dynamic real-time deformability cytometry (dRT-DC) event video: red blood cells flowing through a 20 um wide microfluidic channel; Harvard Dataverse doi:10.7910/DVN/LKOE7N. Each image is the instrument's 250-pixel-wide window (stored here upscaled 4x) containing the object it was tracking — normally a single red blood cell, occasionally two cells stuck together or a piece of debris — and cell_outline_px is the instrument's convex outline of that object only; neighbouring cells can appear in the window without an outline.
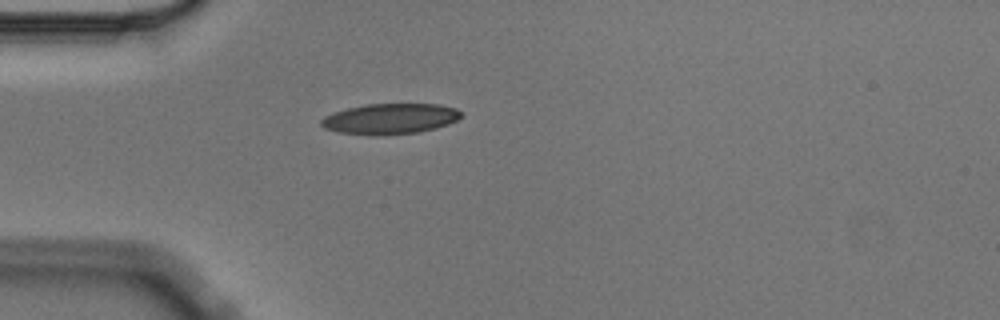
{"species": "Egyptian fruit bat (a non-hibernating species)", "species_latin": "Rousettus aegyptiacus", "temperature_condition": "cold", "stored_images_in_passage": 1, "camera_frame_rate_fps": 3000, "um_per_image_px": 0.085, "animal": {"sex": "male"}, "frame": {"image": 1, "passage_image": 1, "time_ms": 0.0, "image_size_px": [1000, 320], "cell_outline_px": [[464, 116], [448, 124], [436, 128], [420, 132], [376, 136], [340, 132], [324, 128], [320, 124], [320, 120], [324, 116], [348, 108], [368, 104], [436, 104], [456, 108], [464, 112]], "centroid_in_image_um": [33.2, 10.1], "position_along_channel_um": 51.8, "area_um2": 25.03}}